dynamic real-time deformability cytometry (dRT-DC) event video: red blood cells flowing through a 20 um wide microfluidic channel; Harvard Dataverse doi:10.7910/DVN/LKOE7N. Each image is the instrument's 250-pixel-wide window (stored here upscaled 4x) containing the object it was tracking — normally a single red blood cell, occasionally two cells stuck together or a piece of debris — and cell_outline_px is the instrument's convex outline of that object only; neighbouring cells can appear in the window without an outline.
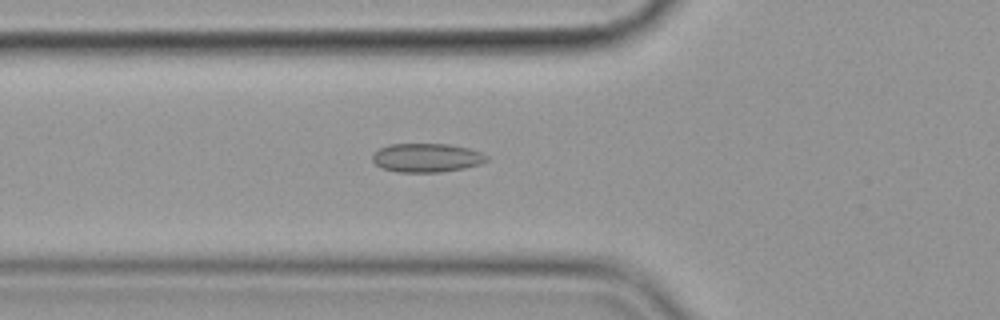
{"species": "common noctule bat (a hibernating species)", "species_latin": "Nyctalus noctula", "temperature_condition": "cold", "stored_images_in_passage": 46, "camera_frame_rate_fps": 3000, "um_per_image_px": 0.085, "animal": {"sex": "female", "body_mass_g": 19.9}, "frame": {"image": 1, "passage_image": 10, "time_ms": 3.0, "image_size_px": [1000, 320], "cell_outline_px": [[488, 160], [480, 164], [464, 168], [440, 172], [400, 172], [380, 168], [372, 160], [372, 156], [380, 148], [388, 144], [448, 144], [468, 148], [480, 152], [488, 156]], "centroid_in_image_um": [36.26, 13.41], "position_along_channel_um": 89.5, "area_um2": 19.13}}
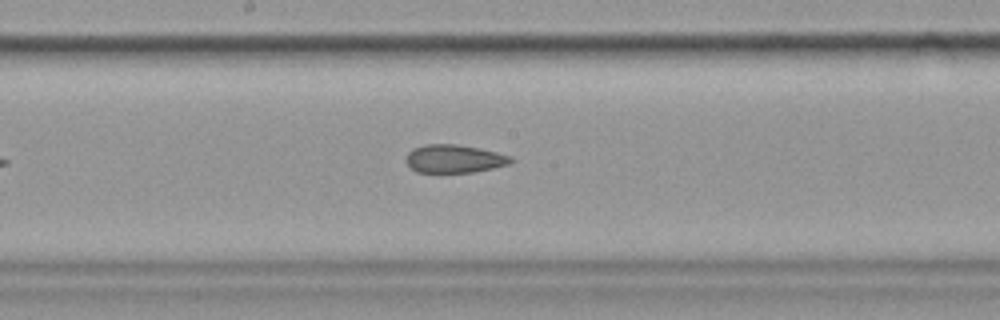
{"frame": {"image": 2, "passage_image": 20, "time_ms": 6.333, "image_size_px": [1000, 320], "cell_outline_px": [[516, 160], [508, 164], [492, 168], [472, 172], [416, 172], [404, 160], [408, 152], [412, 148], [424, 144], [456, 144], [480, 148], [512, 156]], "centroid_in_image_um": [38.6, 13.48], "position_along_channel_um": 209.6, "area_um2": 17.28}}
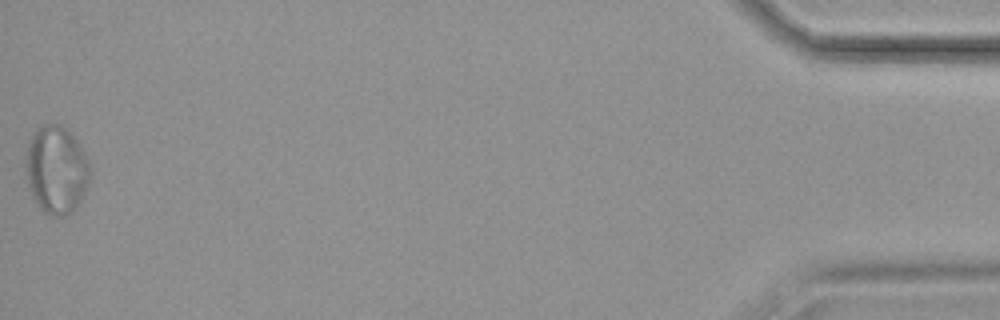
{"frame": {"image": 3, "passage_image": 46, "time_ms": 15.0, "image_size_px": [1000, 320], "cell_outline_px": [[92, 172], [88, 184], [80, 200], [64, 216], [52, 216], [44, 212], [40, 208], [32, 196], [28, 184], [28, 140], [44, 124], [60, 124], [68, 128], [92, 164]], "centroid_in_image_um": [4.84, 14.41], "position_along_channel_um": 430.4, "area_um2": 32.43}, "authors_computed_cell_mechanics": {"area_um2": 19.0162, "velocity_mm_per_s": 3.587, "shape_relaxation_time_tau1_ms": null, "shape_relaxation_time_tau2_ms": 2.2138, "deformation_change_tau1": null, "deformation_change_tau2": 0.0757}}